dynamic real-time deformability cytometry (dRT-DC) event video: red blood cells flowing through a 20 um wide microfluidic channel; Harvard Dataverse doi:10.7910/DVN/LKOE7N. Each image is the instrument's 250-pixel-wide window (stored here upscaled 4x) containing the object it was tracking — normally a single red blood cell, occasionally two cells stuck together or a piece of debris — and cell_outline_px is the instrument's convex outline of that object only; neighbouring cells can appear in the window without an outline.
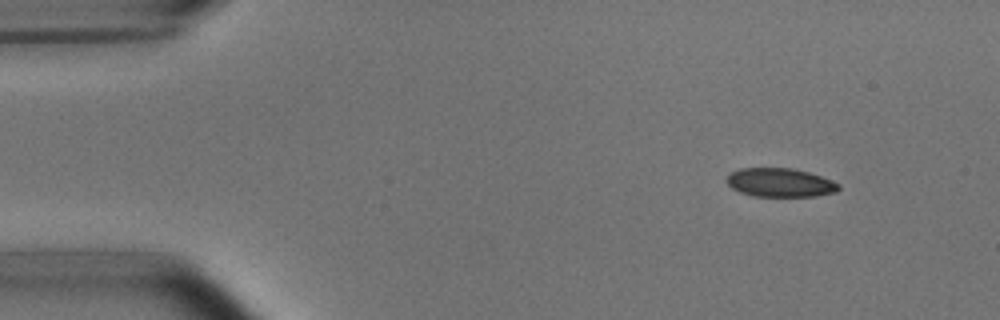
{"species": "common noctule bat (a hibernating species)", "species_latin": "Nyctalus noctula", "temperature_condition": "room temperature", "stored_images_in_passage": 7, "camera_frame_rate_fps": 3000, "um_per_image_px": 0.085, "animal": {"sex": "male", "body_mass_g": 15.6}, "frame": {"image": 1, "passage_image": 1, "time_ms": 0.0, "image_size_px": [1000, 320], "cell_outline_px": [[840, 188], [836, 192], [816, 196], [752, 196], [740, 192], [732, 188], [724, 180], [728, 172], [740, 168], [792, 168], [808, 172], [832, 180], [840, 184]], "centroid_in_image_um": [66.27, 15.51], "position_along_channel_um": 18.7, "area_um2": 18.96}}
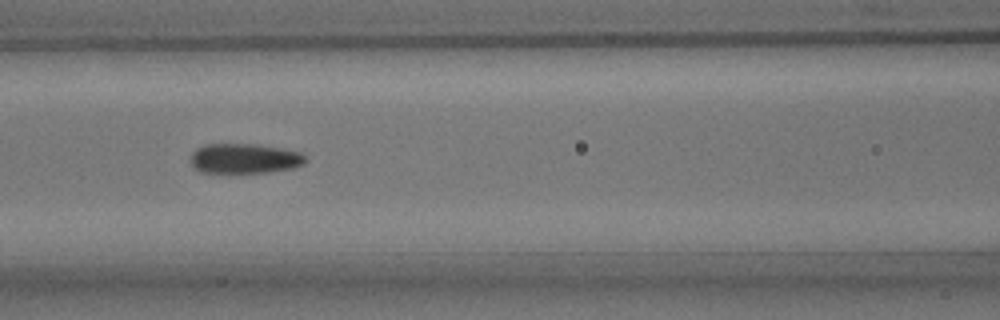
{"frame": {"image": 2, "passage_image": 6, "time_ms": 5.667, "image_size_px": [1000, 320], "cell_outline_px": [[308, 160], [304, 164], [292, 168], [268, 172], [200, 172], [192, 168], [192, 152], [196, 148], [204, 144], [256, 144], [284, 148], [300, 152]], "centroid_in_image_um": [20.79, 13.46], "position_along_channel_um": 145.8, "area_um2": 20.11}}
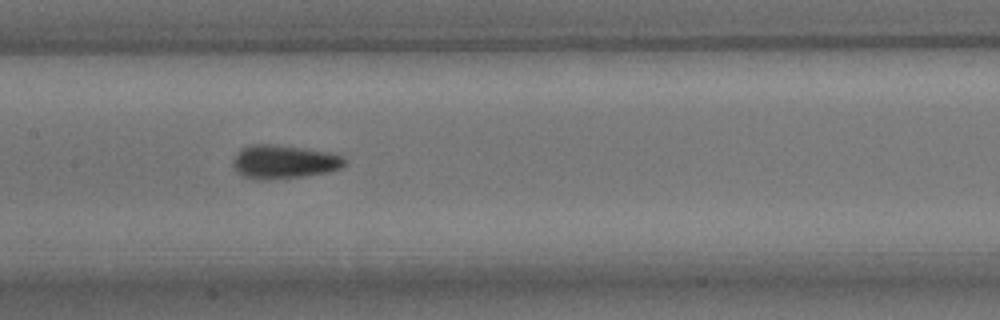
{"frame": {"image": 3, "passage_image": 7, "time_ms": 6.667, "image_size_px": [1000, 320], "cell_outline_px": [[348, 164], [340, 168], [328, 172], [304, 176], [268, 180], [256, 180], [240, 176], [232, 164], [232, 160], [236, 152], [240, 148], [248, 144], [276, 144], [308, 148], [328, 152], [344, 156], [348, 160]], "centroid_in_image_um": [24.12, 13.74], "position_along_channel_um": 183.3, "area_um2": 22.6}}